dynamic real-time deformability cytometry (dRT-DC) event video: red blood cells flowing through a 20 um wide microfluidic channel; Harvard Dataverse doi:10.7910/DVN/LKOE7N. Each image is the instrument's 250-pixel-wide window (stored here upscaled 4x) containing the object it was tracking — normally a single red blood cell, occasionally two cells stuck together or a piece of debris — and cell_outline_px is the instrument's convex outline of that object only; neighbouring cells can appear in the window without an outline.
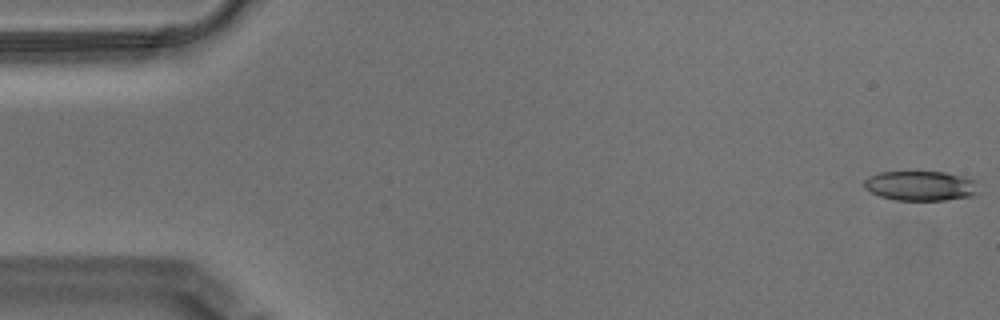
{"species": "Egyptian fruit bat (a non-hibernating species)", "species_latin": "Rousettus aegyptiacus", "temperature_condition": "warm", "stored_images_in_passage": 56, "camera_frame_rate_fps": 3000, "um_per_image_px": 0.085, "animal": {"sex": "male"}, "frame": {"image": 1, "passage_image": 1, "time_ms": 0.0, "image_size_px": [1000, 320], "cell_outline_px": [[976, 192], [972, 196], [944, 200], [896, 200], [880, 196], [864, 188], [864, 180], [868, 176], [880, 172], [944, 172], [976, 180]], "centroid_in_image_um": [78.21, 15.79], "position_along_channel_um": 6.8, "area_um2": 19.65}}
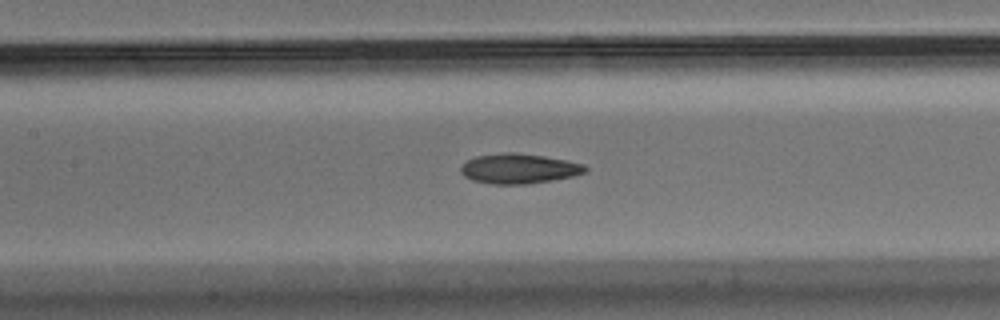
{"frame": {"image": 2, "passage_image": 26, "time_ms": 8.333, "image_size_px": [1000, 320], "cell_outline_px": [[588, 172], [572, 176], [552, 180], [524, 184], [492, 184], [472, 180], [464, 176], [460, 172], [460, 164], [476, 156], [504, 152], [516, 152], [544, 156], [584, 164], [588, 168]], "centroid_in_image_um": [44.08, 14.33], "position_along_channel_um": 163.3, "area_um2": 21.79}}
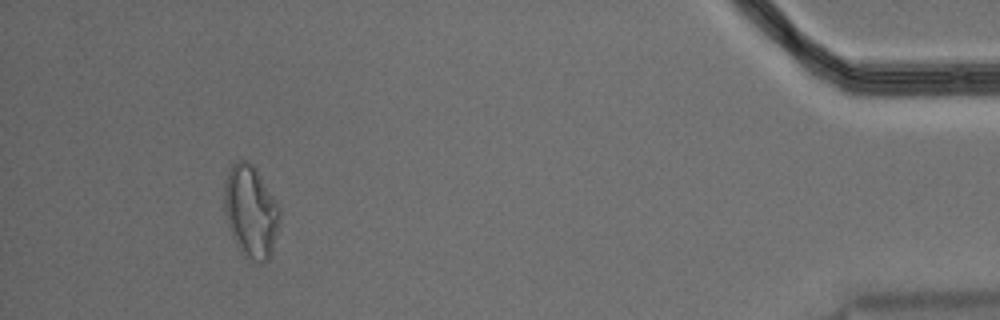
{"frame": {"image": 3, "passage_image": 53, "time_ms": 17.333, "image_size_px": [1000, 320], "cell_outline_px": [[280, 220], [272, 252], [268, 260], [260, 264], [244, 256], [236, 244], [232, 236], [224, 212], [224, 180], [232, 164], [236, 160], [248, 160], [256, 168], [276, 200], [280, 208]], "centroid_in_image_um": [21.32, 17.97], "position_along_channel_um": 413.9, "area_um2": 30.11}}